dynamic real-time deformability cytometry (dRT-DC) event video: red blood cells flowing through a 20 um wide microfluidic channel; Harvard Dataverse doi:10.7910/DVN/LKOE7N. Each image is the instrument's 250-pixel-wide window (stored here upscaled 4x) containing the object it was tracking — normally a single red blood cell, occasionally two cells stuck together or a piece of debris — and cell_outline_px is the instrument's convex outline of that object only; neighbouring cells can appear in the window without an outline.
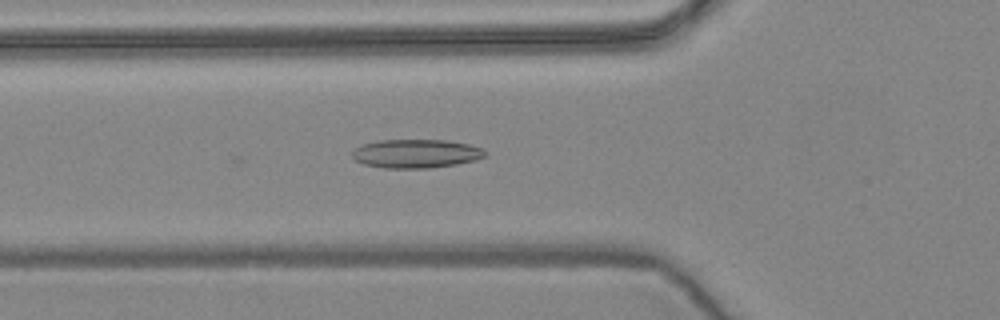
{"species": "common noctule bat (a hibernating species)", "species_latin": "Nyctalus noctula", "temperature_condition": "warm", "stored_images_in_passage": 28, "camera_frame_rate_fps": 3000, "um_per_image_px": 0.085, "animal": {"sex": "female", "body_mass_g": 24.6, "forearm_length_mm": 56.2}, "frame": {"image": 1, "passage_image": 2, "time_ms": 0.333, "image_size_px": [1000, 320], "cell_outline_px": [[488, 152], [484, 156], [476, 160], [456, 164], [428, 168], [384, 168], [364, 164], [356, 160], [352, 156], [352, 152], [356, 148], [364, 144], [380, 140], [448, 140], [468, 144], [480, 148]], "centroid_in_image_um": [35.37, 13.06], "position_along_channel_um": 90.4, "area_um2": 22.08}}
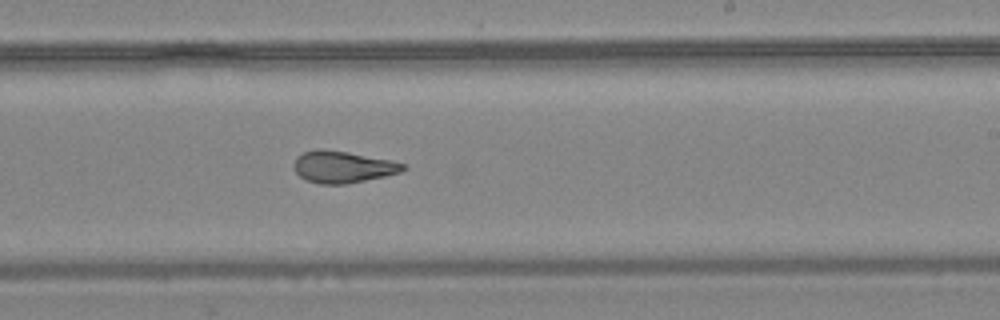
{"frame": {"image": 2, "passage_image": 16, "time_ms": 5.0, "image_size_px": [1000, 320], "cell_outline_px": [[408, 168], [400, 172], [384, 176], [348, 184], [320, 184], [304, 180], [296, 172], [292, 164], [296, 156], [304, 152], [316, 148], [348, 152], [392, 160], [404, 164]], "centroid_in_image_um": [29.1, 14.19], "position_along_channel_um": 259.9, "area_um2": 20.4}}
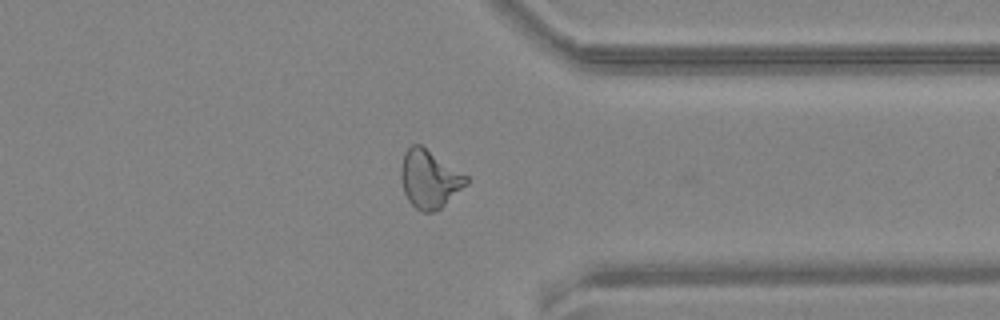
{"frame": {"image": 3, "passage_image": 26, "time_ms": 8.333, "image_size_px": [1000, 320], "cell_outline_px": [[468, 184], [440, 208], [432, 212], [420, 212], [408, 200], [404, 192], [400, 180], [400, 168], [404, 152], [412, 144], [420, 144], [468, 176]], "centroid_in_image_um": [36.48, 15.22], "position_along_channel_um": 374.9, "area_um2": 22.08}}